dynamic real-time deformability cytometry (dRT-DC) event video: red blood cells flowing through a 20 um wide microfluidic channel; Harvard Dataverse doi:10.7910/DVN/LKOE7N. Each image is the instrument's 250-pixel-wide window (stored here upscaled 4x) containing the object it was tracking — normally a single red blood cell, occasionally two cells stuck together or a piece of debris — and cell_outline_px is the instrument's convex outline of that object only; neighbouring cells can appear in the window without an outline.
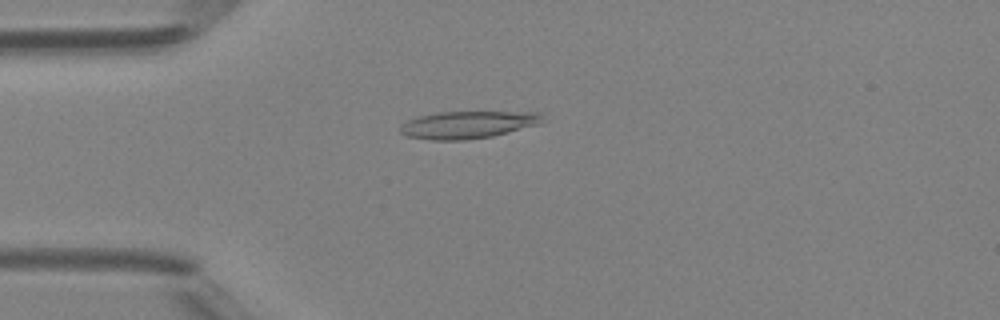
{"species": "Egyptian fruit bat (a non-hibernating species)", "species_latin": "Rousettus aegyptiacus", "temperature_condition": "room temperature", "stored_images_in_passage": 47, "camera_frame_rate_fps": 3000, "um_per_image_px": 0.085, "animal": {"sex": "female"}, "frame": {"image": 1, "passage_image": 12, "time_ms": 3.667, "image_size_px": [1000, 320], "cell_outline_px": [[544, 120], [540, 124], [492, 136], [464, 140], [432, 140], [408, 136], [400, 132], [400, 124], [408, 120], [420, 116], [440, 112], [540, 112]], "centroid_in_image_um": [39.77, 10.6], "position_along_channel_um": 45.2, "area_um2": 22.54}}
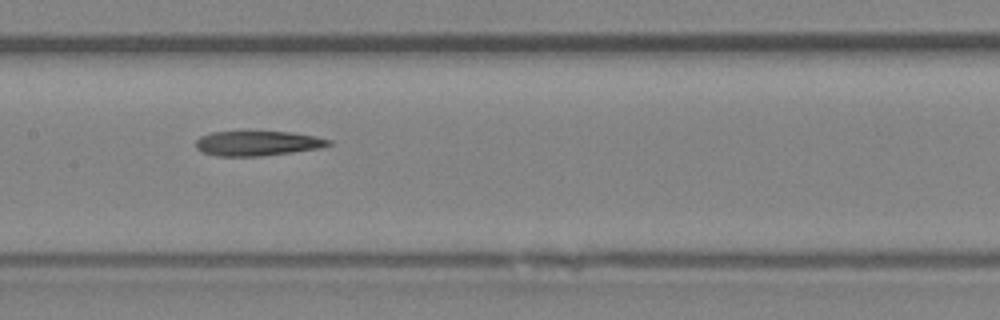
{"frame": {"image": 2, "passage_image": 23, "time_ms": 7.333, "image_size_px": [1000, 320], "cell_outline_px": [[332, 144], [320, 148], [292, 152], [260, 156], [216, 156], [200, 152], [196, 148], [196, 140], [200, 136], [212, 132], [292, 132], [316, 136], [332, 140]], "centroid_in_image_um": [21.89, 12.18], "position_along_channel_um": 185.5, "area_um2": 19.25}}
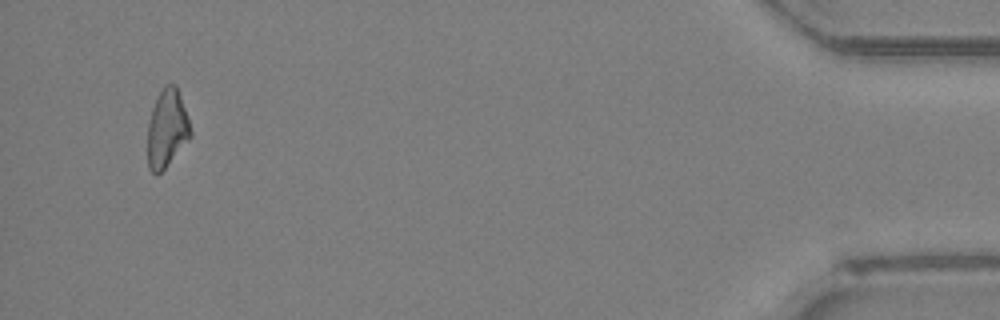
{"frame": {"image": 3, "passage_image": 45, "time_ms": 14.667, "image_size_px": [1000, 320], "cell_outline_px": [[192, 136], [164, 168], [160, 172], [152, 172], [148, 168], [148, 124], [152, 108], [156, 96], [164, 84], [176, 84], [192, 132]], "centroid_in_image_um": [14.18, 10.89], "position_along_channel_um": 421.0, "area_um2": 19.25}}